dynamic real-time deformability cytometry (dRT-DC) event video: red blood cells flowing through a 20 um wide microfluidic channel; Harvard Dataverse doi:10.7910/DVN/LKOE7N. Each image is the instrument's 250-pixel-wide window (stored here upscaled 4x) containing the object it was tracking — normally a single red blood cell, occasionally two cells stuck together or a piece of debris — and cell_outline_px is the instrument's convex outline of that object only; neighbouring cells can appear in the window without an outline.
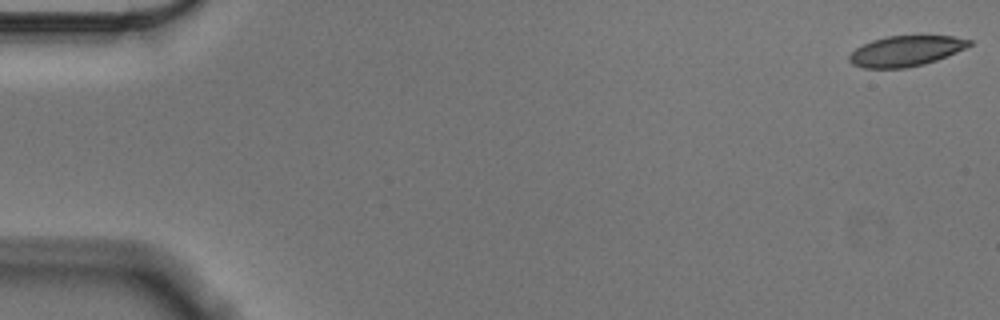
{"species": "Egyptian fruit bat (a non-hibernating species)", "species_latin": "Rousettus aegyptiacus", "temperature_condition": "cold", "stored_images_in_passage": 57, "camera_frame_rate_fps": 3000, "um_per_image_px": 0.085, "animal": {"sex": "male"}, "frame": {"image": 1, "passage_image": 1, "time_ms": 0.0, "image_size_px": [1000, 320], "cell_outline_px": [[972, 44], [956, 52], [936, 60], [924, 64], [904, 68], [864, 68], [852, 64], [848, 60], [848, 56], [856, 48], [872, 40], [888, 36], [952, 36], [972, 40]], "centroid_in_image_um": [76.97, 4.34], "position_along_channel_um": 8.0, "area_um2": 21.1}}
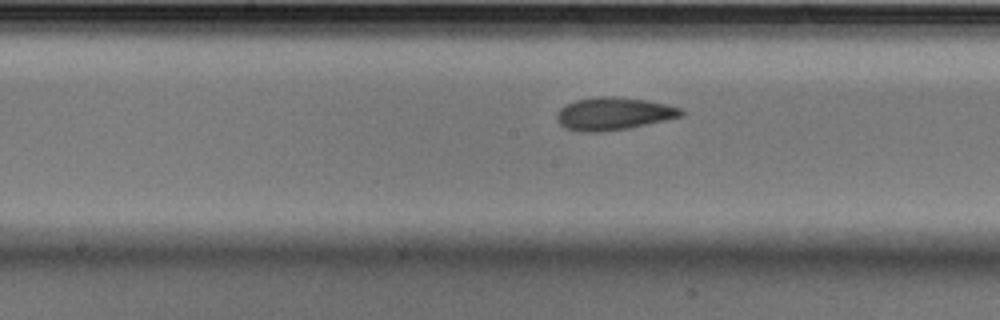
{"frame": {"image": 2, "passage_image": 29, "time_ms": 9.333, "image_size_px": [1000, 320], "cell_outline_px": [[684, 116], [628, 128], [600, 132], [580, 132], [568, 128], [560, 124], [556, 120], [556, 116], [560, 108], [576, 100], [596, 96], [612, 96], [648, 100], [668, 104], [680, 108], [684, 112]], "centroid_in_image_um": [52.17, 9.66], "position_along_channel_um": 196.0, "area_um2": 23.7}}
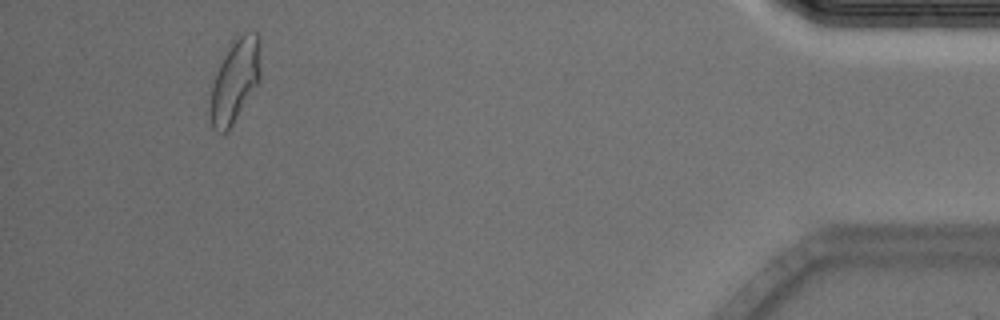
{"frame": {"image": 3, "passage_image": 53, "time_ms": 17.333, "image_size_px": [1000, 320], "cell_outline_px": [[260, 80], [228, 132], [220, 132], [212, 128], [208, 112], [212, 84], [216, 72], [232, 40], [244, 32], [256, 32], [260, 40]], "centroid_in_image_um": [19.96, 6.88], "position_along_channel_um": 415.2, "area_um2": 24.62}, "authors_computed_cell_mechanics": {"area_um2": 23.0622, "velocity_mm_per_s": 3.5453, "shape_relaxation_time_tau1_ms": 6.278, "shape_relaxation_time_tau2_ms": 2.1135, "deformation_change_tau1": 0.1451, "deformation_change_tau2": 0.0874}}